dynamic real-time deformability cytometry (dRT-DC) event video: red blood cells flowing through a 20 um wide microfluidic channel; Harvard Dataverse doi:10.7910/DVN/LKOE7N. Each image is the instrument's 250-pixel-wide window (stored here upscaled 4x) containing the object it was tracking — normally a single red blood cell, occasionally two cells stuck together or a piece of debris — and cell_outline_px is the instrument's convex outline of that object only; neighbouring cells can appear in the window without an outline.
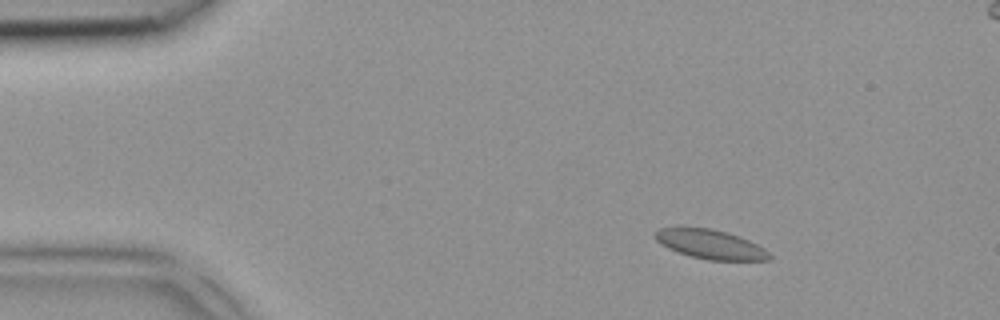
{"species": "common noctule bat (a hibernating species)", "species_latin": "Nyctalus noctula", "temperature_condition": "room temperature", "stored_images_in_passage": 5, "segment_of_instrument_passage": [1, 2], "camera_frame_rate_fps": 3000, "um_per_image_px": 0.085, "animal": {"sex": "female", "body_mass_g": 18.4}, "frame": {"image": 1, "passage_image": 2, "time_ms": 0.333, "image_size_px": [1000, 320], "cell_outline_px": [[772, 256], [768, 260], [708, 260], [688, 256], [668, 248], [656, 240], [656, 232], [660, 228], [708, 228], [728, 232], [748, 240], [764, 248]], "centroid_in_image_um": [60.41, 20.78], "position_along_channel_um": 24.6, "area_um2": 19.19}}